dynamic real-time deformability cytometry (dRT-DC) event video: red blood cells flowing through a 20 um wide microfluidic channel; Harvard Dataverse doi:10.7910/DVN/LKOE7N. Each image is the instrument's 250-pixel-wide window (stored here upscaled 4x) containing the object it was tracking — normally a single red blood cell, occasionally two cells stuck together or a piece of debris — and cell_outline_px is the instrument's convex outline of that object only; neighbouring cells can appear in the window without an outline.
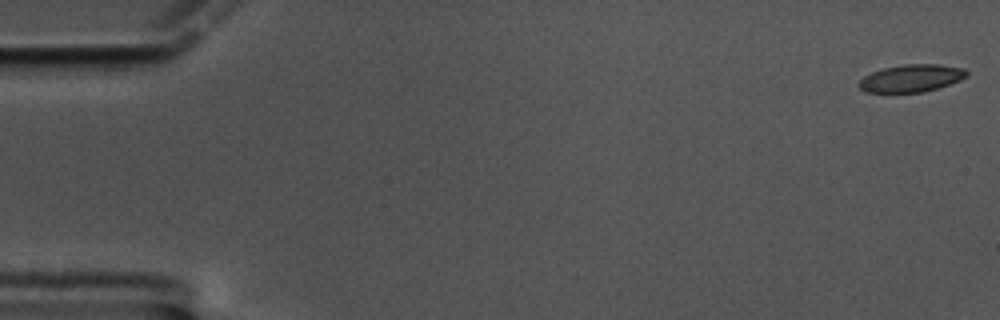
{"species": "common noctule bat (a hibernating species)", "species_latin": "Nyctalus noctula", "temperature_condition": "cold", "stored_images_in_passage": 60, "camera_frame_rate_fps": 3000, "um_per_image_px": 0.085, "animal": {"sex": "male", "body_mass_g": 17.5, "forearm_length_mm": 52.3}, "frame": {"image": 1, "passage_image": 1, "time_ms": 0.0, "image_size_px": [1000, 320], "cell_outline_px": [[968, 76], [960, 80], [924, 92], [864, 92], [856, 84], [864, 76], [872, 72], [884, 68], [904, 64], [940, 64], [964, 68], [968, 72]], "centroid_in_image_um": [77.46, 6.64], "position_along_channel_um": 7.5, "area_um2": 17.22}}
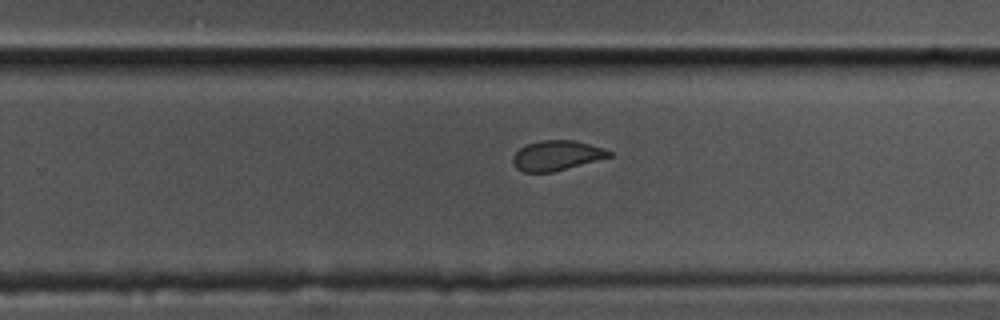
{"frame": {"image": 2, "passage_image": 38, "time_ms": 12.333, "image_size_px": [1000, 320], "cell_outline_px": [[612, 156], [552, 172], [524, 172], [516, 168], [512, 160], [512, 156], [524, 144], [540, 140], [572, 140], [604, 148], [612, 152]], "centroid_in_image_um": [47.28, 13.21], "position_along_channel_um": 282.5, "area_um2": 16.7}}
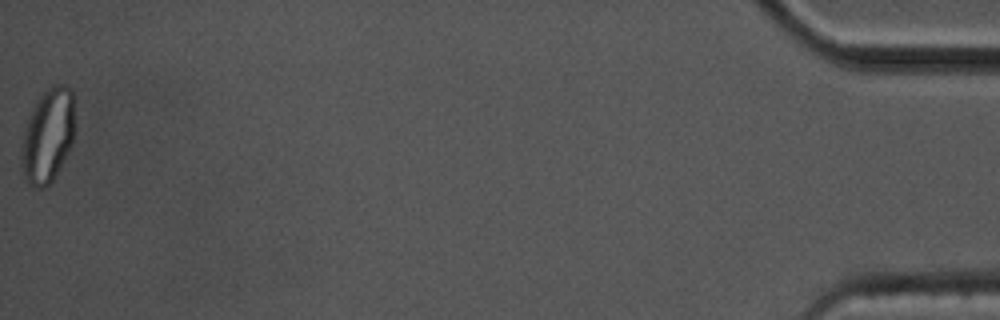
{"frame": {"image": 3, "passage_image": 60, "time_ms": 19.667, "image_size_px": [1000, 320], "cell_outline_px": [[76, 128], [72, 144], [68, 152], [52, 180], [44, 188], [32, 188], [24, 180], [20, 164], [20, 156], [24, 128], [32, 108], [36, 100], [52, 84], [64, 84], [72, 88]], "centroid_in_image_um": [4.06, 11.52], "position_along_channel_um": 431.1, "area_um2": 30.0}, "authors_computed_cell_mechanics": {"area_um2": 18.0914, "velocity_mm_per_s": 3.365, "shape_relaxation_time_tau1_ms": null, "shape_relaxation_time_tau2_ms": 1.8119, "deformation_change_tau1": null, "deformation_change_tau2": 0.05}}